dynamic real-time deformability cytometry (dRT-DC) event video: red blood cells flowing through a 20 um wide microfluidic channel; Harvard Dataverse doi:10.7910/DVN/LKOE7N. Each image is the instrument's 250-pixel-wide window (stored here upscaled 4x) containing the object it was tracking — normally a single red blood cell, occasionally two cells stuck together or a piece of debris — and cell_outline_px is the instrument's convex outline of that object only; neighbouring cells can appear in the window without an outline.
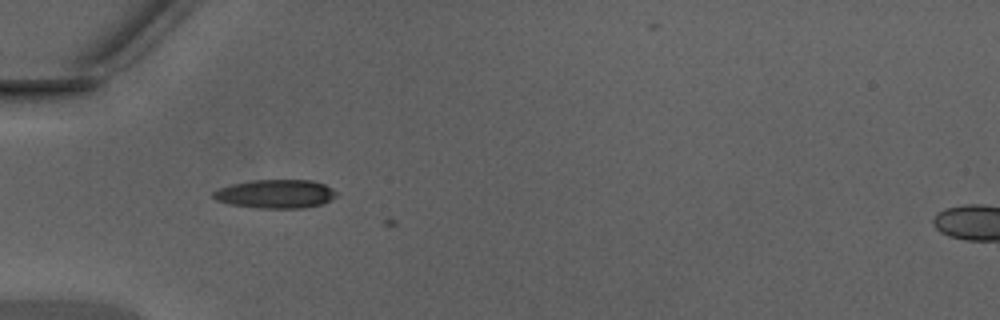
{"species": "Egyptian fruit bat (a non-hibernating species)", "species_latin": "Rousettus aegyptiacus", "temperature_condition": "warm", "stored_images_in_passage": 2, "camera_frame_rate_fps": 3000, "um_per_image_px": 0.085, "animal": {"sex": "male"}, "frame": {"image": 1, "passage_image": 1, "time_ms": 0.0, "image_size_px": [1000, 320], "cell_outline_px": [[340, 192], [336, 196], [320, 204], [300, 208], [256, 208], [228, 204], [216, 200], [212, 196], [212, 192], [220, 188], [232, 184], [252, 180], [312, 180], [324, 184]], "centroid_in_image_um": [23.41, 16.48], "position_along_channel_um": 61.6, "area_um2": 20.58}}